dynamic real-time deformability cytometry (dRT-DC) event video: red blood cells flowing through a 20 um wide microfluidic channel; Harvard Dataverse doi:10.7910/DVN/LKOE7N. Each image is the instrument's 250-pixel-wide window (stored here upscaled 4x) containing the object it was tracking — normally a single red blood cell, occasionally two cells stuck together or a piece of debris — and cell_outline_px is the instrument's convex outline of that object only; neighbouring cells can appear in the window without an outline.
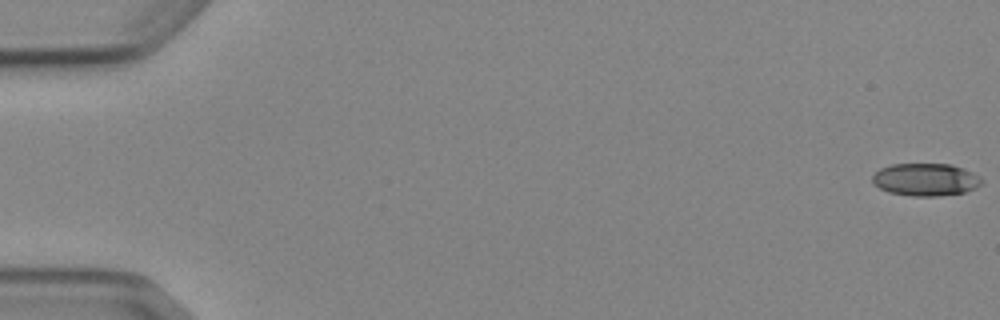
{"species": "Egyptian fruit bat (a non-hibernating species)", "species_latin": "Rousettus aegyptiacus", "temperature_condition": "cold", "stored_images_in_passage": 8, "camera_frame_rate_fps": 3000, "um_per_image_px": 0.085, "animal": {"sex": "female"}, "frame": {"image": 1, "passage_image": 1, "time_ms": 0.0, "image_size_px": [1000, 320], "cell_outline_px": [[984, 180], [976, 188], [964, 192], [936, 196], [912, 196], [888, 192], [872, 184], [872, 176], [880, 168], [892, 164], [952, 164], [964, 168], [980, 176]], "centroid_in_image_um": [78.68, 15.26], "position_along_channel_um": 6.3, "area_um2": 20.87}}
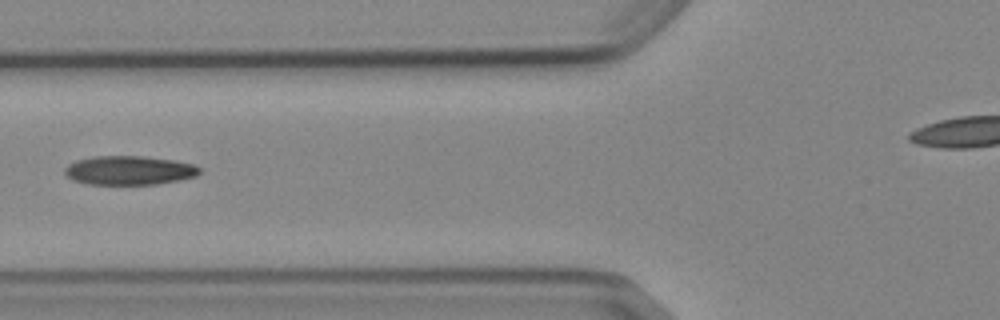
{"frame": {"image": 2, "passage_image": 7, "time_ms": 7.0, "image_size_px": [1000, 320], "cell_outline_px": [[200, 172], [196, 176], [180, 180], [156, 184], [88, 184], [72, 180], [64, 172], [64, 168], [68, 164], [76, 160], [96, 156], [140, 156], [172, 160], [192, 164], [200, 168]], "centroid_in_image_um": [10.96, 14.48], "position_along_channel_um": 114.8, "area_um2": 22.66}}